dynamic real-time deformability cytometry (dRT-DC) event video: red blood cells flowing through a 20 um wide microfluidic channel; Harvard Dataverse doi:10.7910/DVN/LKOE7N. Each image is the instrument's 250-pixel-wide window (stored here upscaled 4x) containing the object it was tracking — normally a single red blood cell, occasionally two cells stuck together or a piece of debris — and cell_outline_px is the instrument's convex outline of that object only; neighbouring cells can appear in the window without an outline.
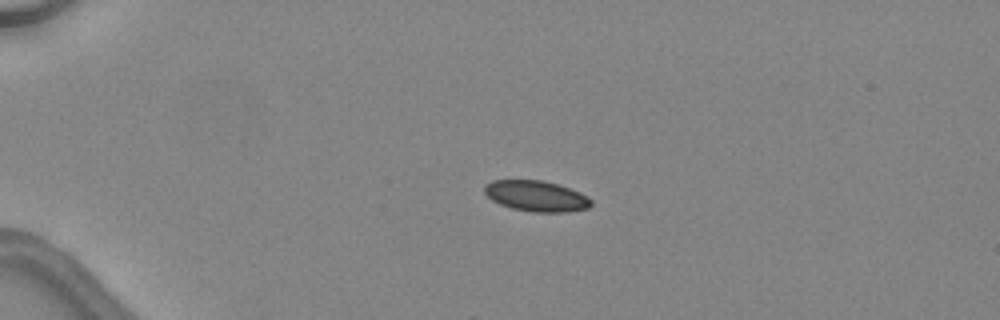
{"species": "common noctule bat (a hibernating species)", "species_latin": "Nyctalus noctula", "temperature_condition": "warm", "stored_images_in_passage": 15, "camera_frame_rate_fps": 3000, "um_per_image_px": 0.085, "animal": {"sex": "female", "body_mass_g": 24.6, "forearm_length_mm": 56.2}, "frame": {"image": 1, "passage_image": 1, "time_ms": 0.0, "image_size_px": [1000, 320], "cell_outline_px": [[592, 204], [588, 208], [568, 212], [532, 212], [512, 208], [500, 204], [492, 200], [484, 192], [484, 184], [492, 180], [544, 180], [560, 184], [580, 192], [588, 196], [592, 200]], "centroid_in_image_um": [45.6, 16.65], "position_along_channel_um": 39.4, "area_um2": 19.36}}